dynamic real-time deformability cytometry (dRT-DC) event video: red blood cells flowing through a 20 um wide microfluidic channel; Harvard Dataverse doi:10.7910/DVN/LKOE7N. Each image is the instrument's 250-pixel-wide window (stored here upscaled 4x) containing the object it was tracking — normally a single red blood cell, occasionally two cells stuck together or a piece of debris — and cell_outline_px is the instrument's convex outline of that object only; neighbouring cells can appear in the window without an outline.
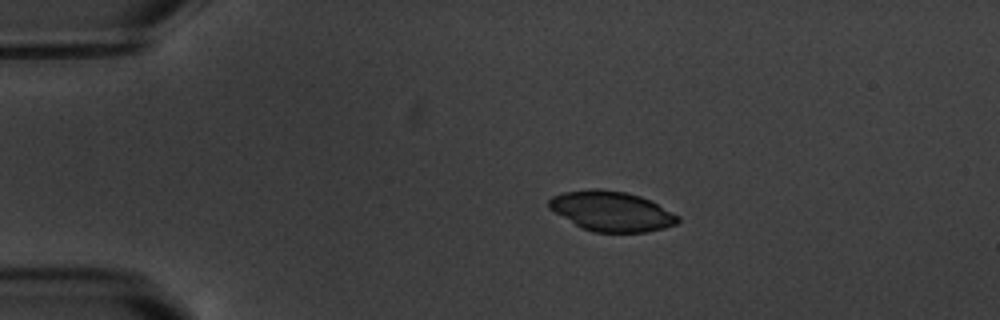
{"species": "common noctule bat (a hibernating species)", "species_latin": "Nyctalus noctula", "temperature_condition": "warm", "stored_images_in_passage": 4, "camera_frame_rate_fps": 3000, "um_per_image_px": 0.085, "animal": {"sex": "male", "body_mass_g": 20.1, "forearm_length_mm": 53.5}, "frame": {"image": 1, "passage_image": 3, "time_ms": 2.333, "image_size_px": [1000, 320], "cell_outline_px": [[680, 220], [676, 224], [664, 228], [648, 232], [592, 232], [580, 228], [548, 208], [548, 200], [552, 196], [564, 192], [596, 188], [600, 188], [624, 192], [640, 196], [680, 216]], "centroid_in_image_um": [51.95, 17.96], "position_along_channel_um": 33.1, "area_um2": 30.0}}